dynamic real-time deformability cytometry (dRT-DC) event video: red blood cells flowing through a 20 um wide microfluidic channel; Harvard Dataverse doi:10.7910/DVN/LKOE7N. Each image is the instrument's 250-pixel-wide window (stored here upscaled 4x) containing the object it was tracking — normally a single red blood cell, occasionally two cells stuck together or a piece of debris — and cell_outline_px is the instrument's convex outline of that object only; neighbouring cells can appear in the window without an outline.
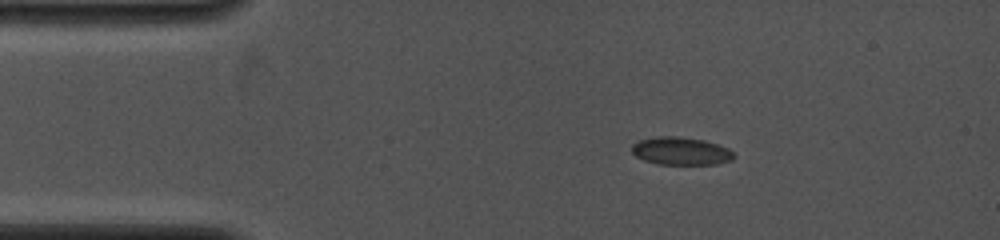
{"species": "common noctule bat (a hibernating species)", "species_latin": "Nyctalus noctula", "temperature_condition": "cold", "stored_images_in_passage": 46, "camera_frame_rate_fps": 4000, "um_per_image_px": 0.085, "animal": {"sex": "female", "body_mass_g": 19.0, "forearm_length_mm": 53.3}, "frame": {"image": 1, "passage_image": 1, "time_ms": 0.0, "image_size_px": [1000, 240], "cell_outline_px": [[736, 156], [732, 160], [716, 164], [656, 164], [644, 160], [636, 156], [632, 152], [632, 144], [640, 140], [656, 136], [680, 136], [704, 140], [728, 148]], "centroid_in_image_um": [57.87, 12.83], "position_along_channel_um": 27.1, "area_um2": 16.59}}
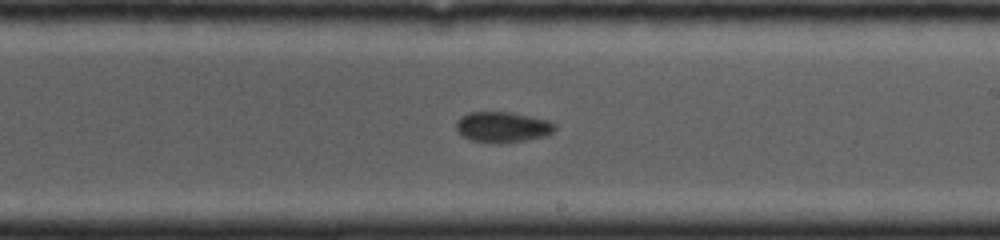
{"frame": {"image": 2, "passage_image": 27, "time_ms": 6.5, "image_size_px": [1000, 240], "cell_outline_px": [[556, 128], [548, 136], [524, 140], [472, 140], [464, 136], [456, 128], [456, 120], [460, 116], [468, 112], [512, 112], [548, 120], [556, 124]], "centroid_in_image_um": [42.75, 10.74], "position_along_channel_um": 246.3, "area_um2": 16.94}}
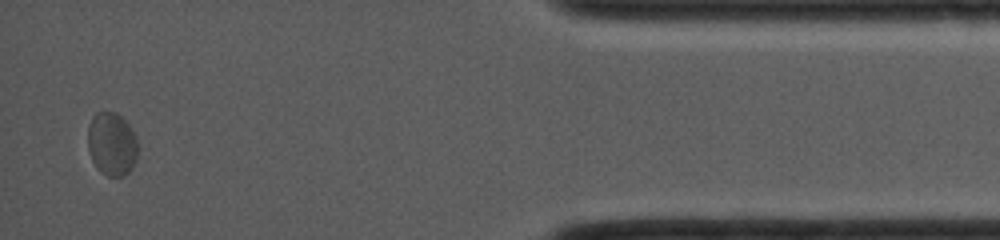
{"frame": {"image": 3, "passage_image": 46, "time_ms": 12.0, "image_size_px": [1000, 240], "cell_outline_px": [[136, 160], [132, 168], [124, 176], [108, 176], [100, 172], [96, 168], [88, 152], [88, 124], [92, 116], [96, 112], [116, 112], [128, 124], [136, 136]], "centroid_in_image_um": [9.47, 12.24], "position_along_channel_um": 425.7, "area_um2": 18.55}}